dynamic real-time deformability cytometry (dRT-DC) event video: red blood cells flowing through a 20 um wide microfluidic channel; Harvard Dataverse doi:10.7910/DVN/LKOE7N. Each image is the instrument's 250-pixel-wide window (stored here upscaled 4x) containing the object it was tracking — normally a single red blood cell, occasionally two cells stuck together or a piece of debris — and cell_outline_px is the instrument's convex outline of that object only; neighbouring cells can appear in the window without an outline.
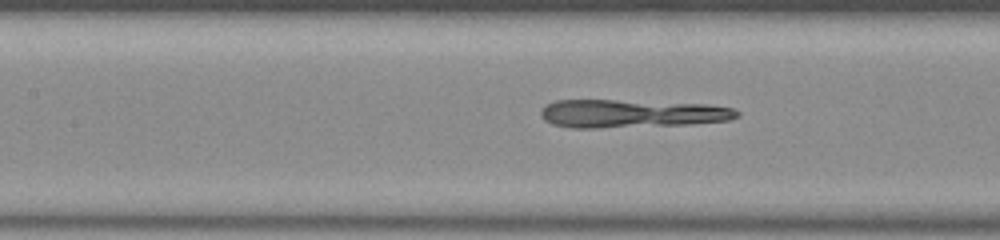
{"species": "common noctule bat (a hibernating species)", "species_latin": "Nyctalus noctula", "temperature_condition": "room temperature", "stored_images_in_passage": 43, "camera_frame_rate_fps": 3000, "um_per_image_px": 0.085, "animal": {"sex": "male", "body_mass_g": 20.0, "forearm_length_mm": 53.3}, "frame": {"image": 1, "passage_image": 14, "time_ms": 4.333, "image_size_px": [1000, 240], "cell_outline_px": [[740, 116], [728, 120], [688, 124], [596, 128], [572, 128], [552, 124], [544, 120], [540, 116], [540, 112], [544, 104], [556, 100], [616, 100], [708, 104], [732, 108], [740, 112]], "centroid_in_image_um": [53.63, 9.65], "position_along_channel_um": 153.8, "area_um2": 32.25}}
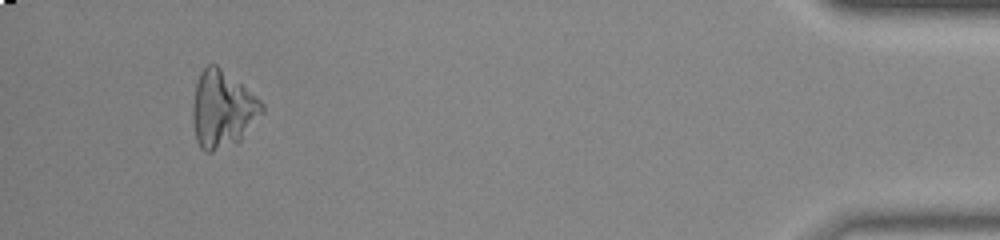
{"frame": {"image": 2, "passage_image": 40, "time_ms": 13.0, "image_size_px": [1000, 240], "cell_outline_px": [[264, 112], [240, 140], [236, 144], [212, 152], [204, 152], [200, 148], [196, 140], [192, 120], [192, 104], [196, 84], [200, 72], [208, 64], [216, 64], [256, 96], [264, 104]], "centroid_in_image_um": [18.9, 9.32], "position_along_channel_um": 416.3, "area_um2": 31.15}}